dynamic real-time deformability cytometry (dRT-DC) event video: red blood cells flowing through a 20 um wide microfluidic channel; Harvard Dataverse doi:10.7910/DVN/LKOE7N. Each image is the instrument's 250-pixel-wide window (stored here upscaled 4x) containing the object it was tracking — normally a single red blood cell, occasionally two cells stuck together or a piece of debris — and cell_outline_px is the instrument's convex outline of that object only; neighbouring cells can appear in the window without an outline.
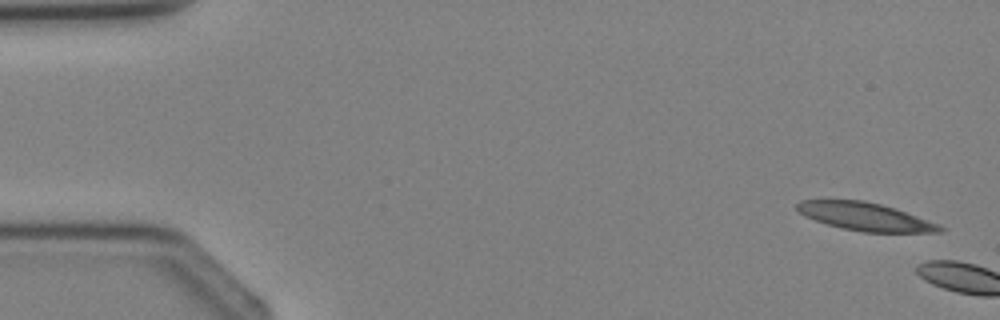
{"species": "Egyptian fruit bat (a non-hibernating species)", "species_latin": "Rousettus aegyptiacus", "temperature_condition": "cold", "stored_images_in_passage": 2, "camera_frame_rate_fps": 3000, "um_per_image_px": 0.085, "animal": {"sex": "female"}, "frame": {"image": 1, "passage_image": 1, "time_ms": 0.0, "image_size_px": [1000, 320], "cell_outline_px": [[948, 228], [944, 232], [864, 232], [844, 228], [828, 224], [804, 216], [796, 208], [796, 204], [800, 200], [864, 200], [896, 208], [940, 224]], "centroid_in_image_um": [73.61, 18.41], "position_along_channel_um": 11.4, "area_um2": 23.29}}